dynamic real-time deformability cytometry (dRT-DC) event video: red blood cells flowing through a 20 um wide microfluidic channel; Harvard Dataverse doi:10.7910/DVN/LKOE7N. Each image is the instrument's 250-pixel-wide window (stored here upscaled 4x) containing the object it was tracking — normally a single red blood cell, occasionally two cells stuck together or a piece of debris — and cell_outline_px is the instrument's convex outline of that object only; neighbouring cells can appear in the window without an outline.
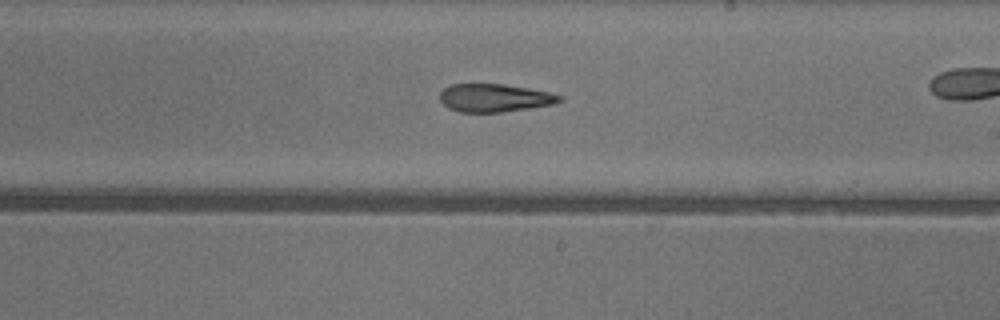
{"species": "common noctule bat (a hibernating species)", "species_latin": "Nyctalus noctula", "temperature_condition": "warm", "stored_images_in_passage": 25, "camera_frame_rate_fps": 3000, "um_per_image_px": 0.085, "animal": {"sex": "female"}, "frame": {"image": 1, "passage_image": 15, "time_ms": 4.667, "image_size_px": [1000, 320], "cell_outline_px": [[564, 100], [552, 104], [528, 108], [500, 112], [460, 112], [448, 108], [440, 100], [440, 92], [444, 88], [452, 84], [504, 84], [528, 88], [548, 92], [564, 96]], "centroid_in_image_um": [42.04, 8.32], "position_along_channel_um": 247.0, "area_um2": 19.48}}
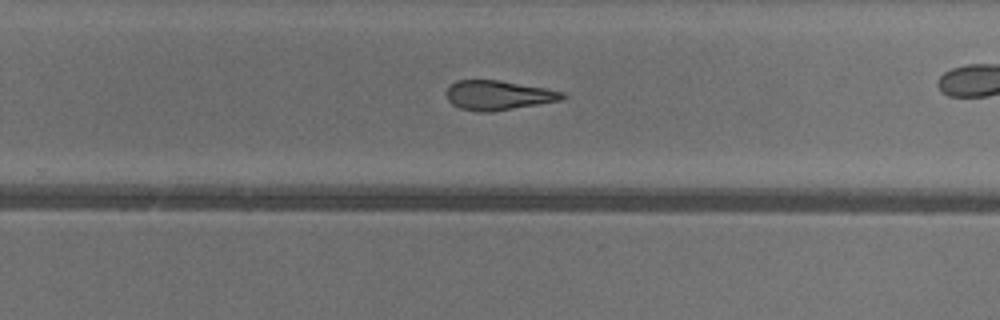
{"frame": {"image": 2, "passage_image": 18, "time_ms": 5.667, "image_size_px": [1000, 320], "cell_outline_px": [[568, 96], [560, 100], [492, 112], [480, 112], [460, 108], [452, 104], [448, 100], [448, 88], [456, 80], [500, 80], [544, 88], [564, 92]], "centroid_in_image_um": [42.36, 8.1], "position_along_channel_um": 287.4, "area_um2": 19.71}}